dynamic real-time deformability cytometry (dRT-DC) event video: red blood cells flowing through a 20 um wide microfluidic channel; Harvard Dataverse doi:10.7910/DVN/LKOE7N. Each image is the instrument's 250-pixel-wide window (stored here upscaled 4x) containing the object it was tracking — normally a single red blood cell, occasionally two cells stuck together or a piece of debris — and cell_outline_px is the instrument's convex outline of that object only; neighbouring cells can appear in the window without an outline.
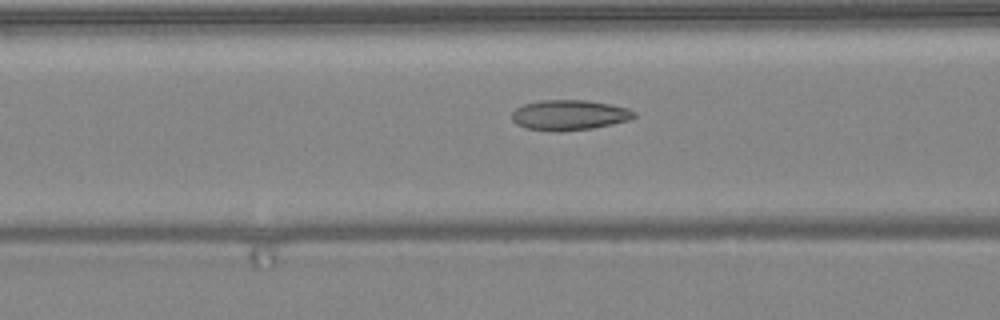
{"species": "common noctule bat (a hibernating species)", "species_latin": "Nyctalus noctula", "temperature_condition": "warm", "stored_images_in_passage": 28, "camera_frame_rate_fps": 3000, "um_per_image_px": 0.085, "animal": {"sex": "female", "body_mass_g": 24.6, "forearm_length_mm": 56.2}, "frame": {"image": 1, "passage_image": 8, "time_ms": 2.333, "image_size_px": [1000, 320], "cell_outline_px": [[636, 116], [632, 120], [592, 128], [556, 132], [524, 128], [516, 124], [512, 120], [512, 112], [516, 108], [524, 104], [540, 100], [584, 100], [612, 104], [628, 108], [636, 112]], "centroid_in_image_um": [48.4, 9.78], "position_along_channel_um": 118.2, "area_um2": 21.79}}
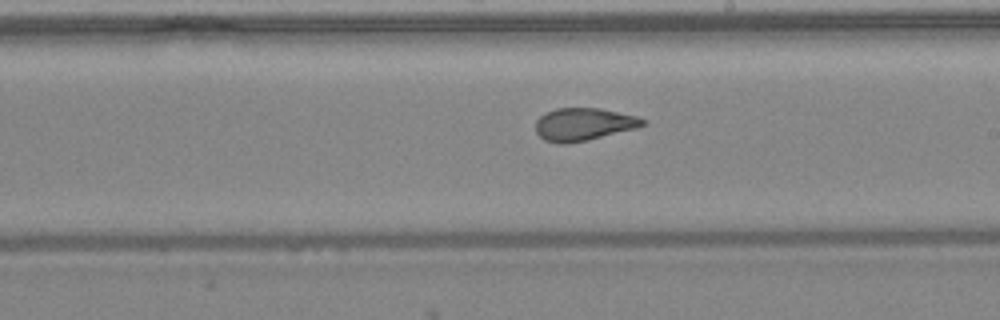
{"frame": {"image": 2, "passage_image": 17, "time_ms": 5.333, "image_size_px": [1000, 320], "cell_outline_px": [[648, 120], [644, 124], [636, 128], [588, 140], [568, 144], [560, 144], [544, 140], [536, 132], [536, 120], [544, 112], [556, 108], [600, 108], [636, 116]], "centroid_in_image_um": [49.58, 10.56], "position_along_channel_um": 239.4, "area_um2": 20.46}}
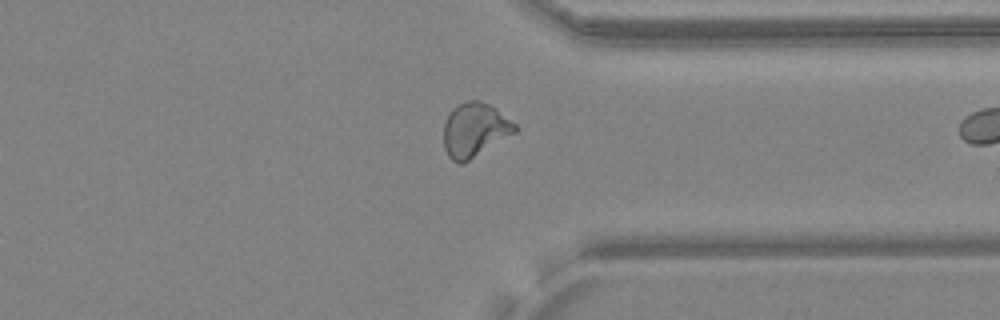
{"frame": {"image": 3, "passage_image": 27, "time_ms": 8.667, "image_size_px": [1000, 320], "cell_outline_px": [[520, 128], [516, 132], [464, 164], [460, 164], [452, 160], [448, 156], [444, 148], [444, 124], [448, 112], [456, 104], [464, 100], [480, 100], [496, 108], [516, 124]], "centroid_in_image_um": [40.34, 11.03], "position_along_channel_um": 371.1, "area_um2": 22.89}}